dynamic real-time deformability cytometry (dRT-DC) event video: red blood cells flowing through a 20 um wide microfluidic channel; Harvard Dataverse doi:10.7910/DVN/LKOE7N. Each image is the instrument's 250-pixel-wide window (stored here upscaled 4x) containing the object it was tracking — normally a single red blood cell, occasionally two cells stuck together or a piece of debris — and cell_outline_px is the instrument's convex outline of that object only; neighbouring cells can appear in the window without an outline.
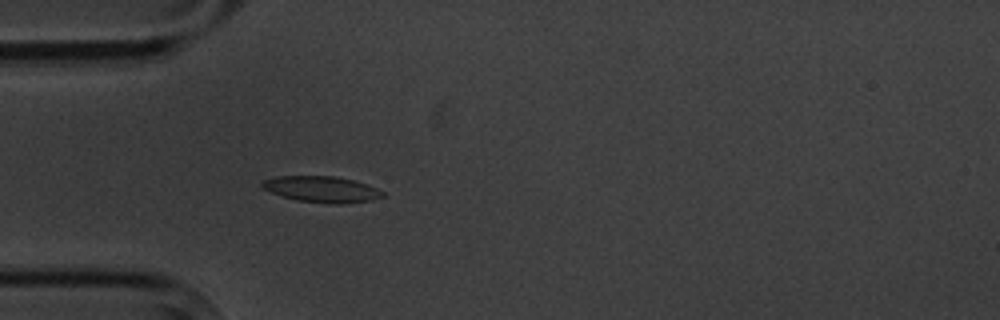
{"species": "common noctule bat (a hibernating species)", "species_latin": "Nyctalus noctula", "temperature_condition": "cold", "stored_images_in_passage": 5, "camera_frame_rate_fps": 3000, "um_per_image_px": 0.085, "animal": {"sex": "male", "body_mass_g": 20.1, "forearm_length_mm": 53.5}, "frame": {"image": 1, "passage_image": 5, "time_ms": 4.667, "image_size_px": [1000, 320], "cell_outline_px": [[384, 196], [372, 200], [296, 200], [272, 192], [264, 188], [260, 184], [264, 180], [276, 176], [336, 176], [352, 180], [376, 188], [384, 192]], "centroid_in_image_um": [27.27, 16.01], "position_along_channel_um": 57.7, "area_um2": 16.88}}